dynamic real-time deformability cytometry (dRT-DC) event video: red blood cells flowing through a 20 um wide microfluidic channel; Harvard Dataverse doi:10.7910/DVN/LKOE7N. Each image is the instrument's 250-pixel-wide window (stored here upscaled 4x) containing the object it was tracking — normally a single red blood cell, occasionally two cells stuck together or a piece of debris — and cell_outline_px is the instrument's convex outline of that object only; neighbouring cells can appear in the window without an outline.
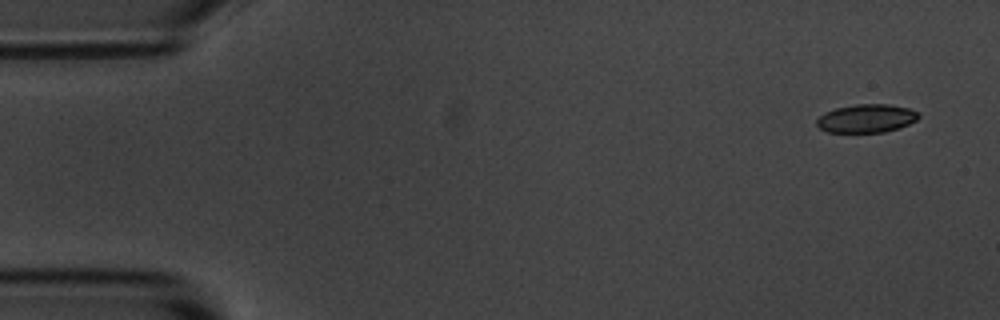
{"species": "common noctule bat (a hibernating species)", "species_latin": "Nyctalus noctula", "temperature_condition": "room temperature", "stored_images_in_passage": 4, "camera_frame_rate_fps": 3000, "um_per_image_px": 0.085, "animal": {"sex": "male", "body_mass_g": 20.1, "forearm_length_mm": 53.5}, "frame": {"image": 1, "passage_image": 1, "time_ms": 0.0, "image_size_px": [1000, 320], "cell_outline_px": [[920, 116], [916, 120], [900, 128], [884, 132], [828, 132], [820, 128], [816, 124], [816, 120], [824, 112], [836, 108], [856, 104], [888, 104], [908, 108], [916, 112]], "centroid_in_image_um": [73.63, 10.06], "position_along_channel_um": 11.4, "area_um2": 16.76}}
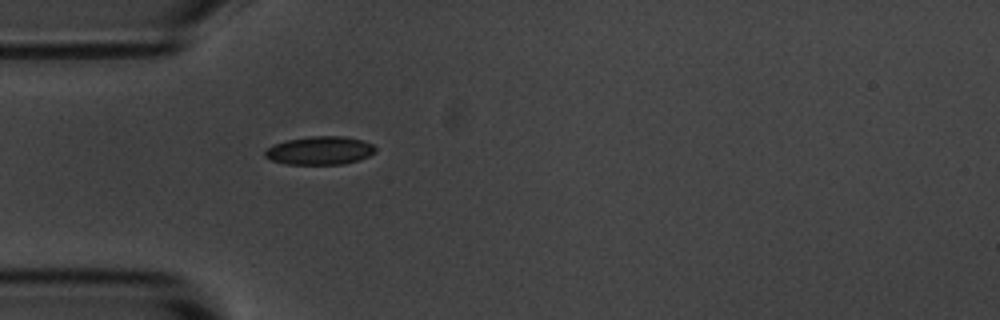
{"frame": {"image": 2, "passage_image": 4, "time_ms": 4.333, "image_size_px": [1000, 320], "cell_outline_px": [[376, 152], [360, 160], [344, 164], [284, 164], [272, 160], [264, 156], [264, 152], [272, 144], [288, 140], [312, 136], [344, 136], [360, 140], [372, 144], [376, 148]], "centroid_in_image_um": [27.19, 12.8], "position_along_channel_um": 57.8, "area_um2": 18.21}}